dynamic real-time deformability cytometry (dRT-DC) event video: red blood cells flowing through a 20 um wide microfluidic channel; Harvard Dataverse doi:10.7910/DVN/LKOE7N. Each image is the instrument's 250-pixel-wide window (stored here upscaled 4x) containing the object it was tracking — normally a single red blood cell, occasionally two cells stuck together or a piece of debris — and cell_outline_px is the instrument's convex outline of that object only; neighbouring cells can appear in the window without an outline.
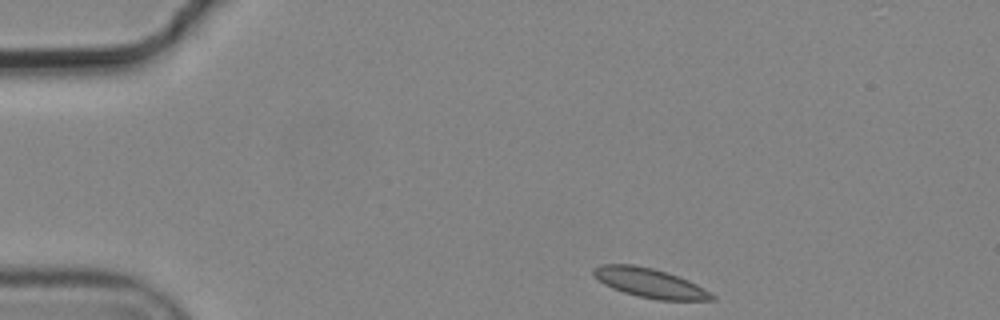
{"species": "common noctule bat (a hibernating species)", "species_latin": "Nyctalus noctula", "temperature_condition": "cold", "stored_images_in_passage": 3, "camera_frame_rate_fps": 3000, "um_per_image_px": 0.085, "animal": {"sex": "male", "body_mass_g": 19.2, "forearm_length_mm": 51.8}, "frame": {"image": 1, "passage_image": 1, "time_ms": 0.0, "image_size_px": [1000, 320], "cell_outline_px": [[716, 300], [656, 300], [636, 296], [612, 288], [604, 284], [592, 272], [592, 268], [600, 264], [632, 264], [652, 268], [668, 272], [688, 280], [704, 288], [716, 296]], "centroid_in_image_um": [55.25, 24.05], "position_along_channel_um": 29.7, "area_um2": 20.29}}